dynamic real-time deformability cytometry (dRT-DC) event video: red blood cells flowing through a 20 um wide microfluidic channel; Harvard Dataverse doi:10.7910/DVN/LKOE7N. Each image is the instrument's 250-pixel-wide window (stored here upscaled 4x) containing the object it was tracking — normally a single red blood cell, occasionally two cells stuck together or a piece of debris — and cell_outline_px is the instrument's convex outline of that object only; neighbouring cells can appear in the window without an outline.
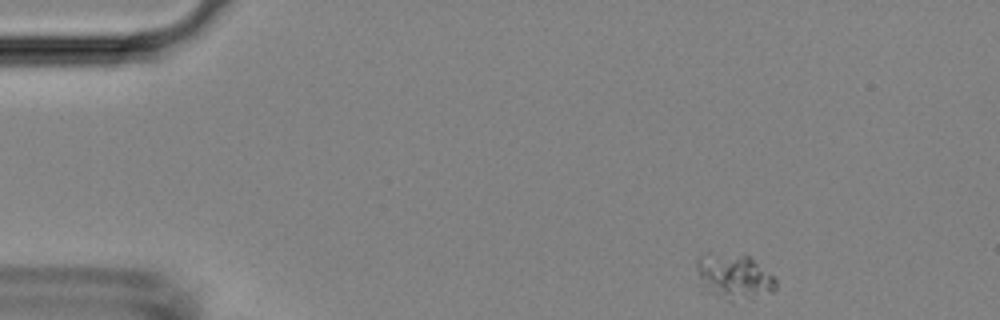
{"species": "Egyptian fruit bat (a non-hibernating species)", "species_latin": "Rousettus aegyptiacus", "temperature_condition": "room temperature", "stored_images_in_passage": 5, "camera_frame_rate_fps": 3000, "um_per_image_px": 0.085, "animal": {"sex": "female"}, "frame": {"image": 1, "passage_image": 1, "time_ms": 0.0, "image_size_px": [1000, 320], "cell_outline_px": [[776, 288], [772, 292], [752, 300], [720, 296], [704, 292], [700, 284], [696, 272], [696, 260], [704, 252], [708, 252], [748, 256], [772, 276], [776, 280]], "centroid_in_image_um": [62.33, 23.49], "position_along_channel_um": 22.7, "area_um2": 20.75}}
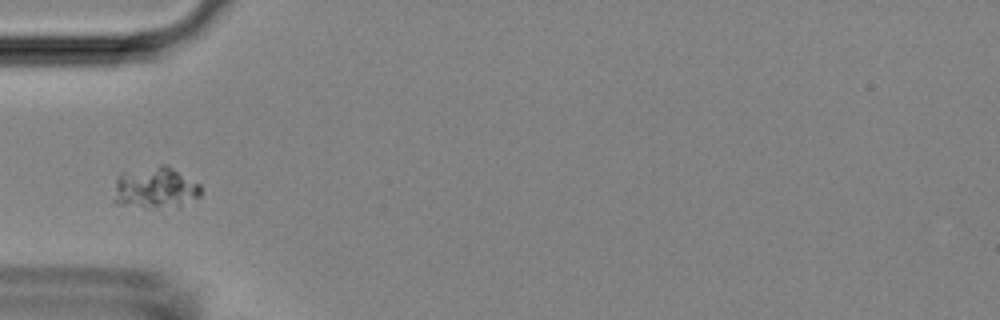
{"frame": {"image": 2, "passage_image": 4, "time_ms": 3.333, "image_size_px": [1000, 320], "cell_outline_px": [[200, 196], [180, 208], [144, 208], [116, 204], [112, 200], [116, 176], [120, 172], [160, 164], [164, 164], [172, 168], [200, 184]], "centroid_in_image_um": [13.15, 15.99], "position_along_channel_um": 71.8, "area_um2": 21.85}}
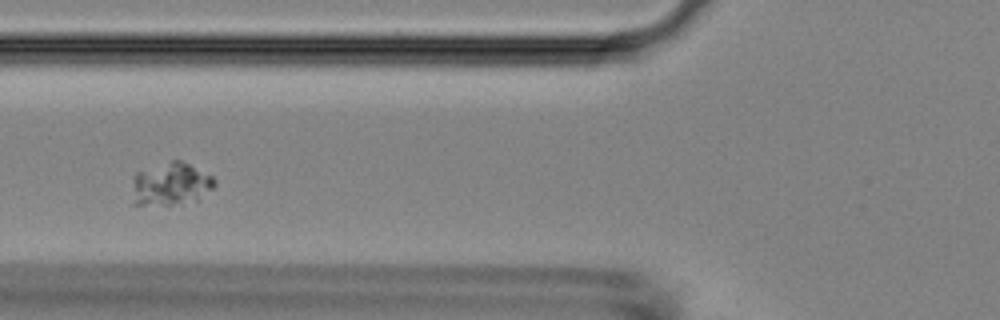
{"frame": {"image": 3, "passage_image": 5, "time_ms": 4.333, "image_size_px": [1000, 320], "cell_outline_px": [[216, 184], [212, 188], [196, 200], [168, 204], [132, 204], [132, 180], [136, 172], [172, 160], [180, 160], [212, 176], [216, 180]], "centroid_in_image_um": [14.48, 15.63], "position_along_channel_um": 111.3, "area_um2": 20.23}}